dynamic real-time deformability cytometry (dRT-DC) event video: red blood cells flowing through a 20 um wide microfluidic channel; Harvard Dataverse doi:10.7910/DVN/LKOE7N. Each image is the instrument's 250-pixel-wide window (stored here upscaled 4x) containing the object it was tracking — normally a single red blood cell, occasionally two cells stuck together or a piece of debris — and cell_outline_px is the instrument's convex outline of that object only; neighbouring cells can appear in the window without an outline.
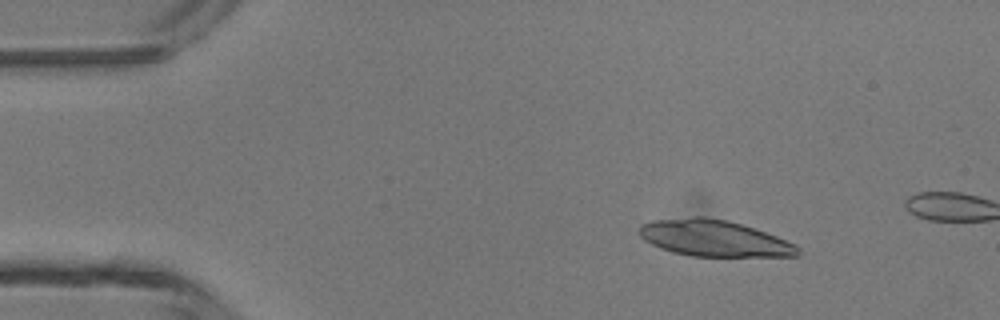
{"species": "common noctule bat (a hibernating species)", "species_latin": "Nyctalus noctula", "temperature_condition": "room temperature", "stored_images_in_passage": 12, "camera_frame_rate_fps": 3000, "um_per_image_px": 0.085, "animal": {"sex": "male", "body_mass_g": 13.3}, "frame": {"image": 1, "passage_image": 6, "time_ms": 1.667, "image_size_px": [1000, 320], "cell_outline_px": [[800, 256], [692, 256], [672, 252], [660, 248], [644, 240], [640, 236], [640, 224], [652, 220], [692, 216], [708, 216], [728, 220], [776, 236], [796, 244], [800, 248]], "centroid_in_image_um": [60.68, 20.24], "position_along_channel_um": 24.3, "area_um2": 33.64}}